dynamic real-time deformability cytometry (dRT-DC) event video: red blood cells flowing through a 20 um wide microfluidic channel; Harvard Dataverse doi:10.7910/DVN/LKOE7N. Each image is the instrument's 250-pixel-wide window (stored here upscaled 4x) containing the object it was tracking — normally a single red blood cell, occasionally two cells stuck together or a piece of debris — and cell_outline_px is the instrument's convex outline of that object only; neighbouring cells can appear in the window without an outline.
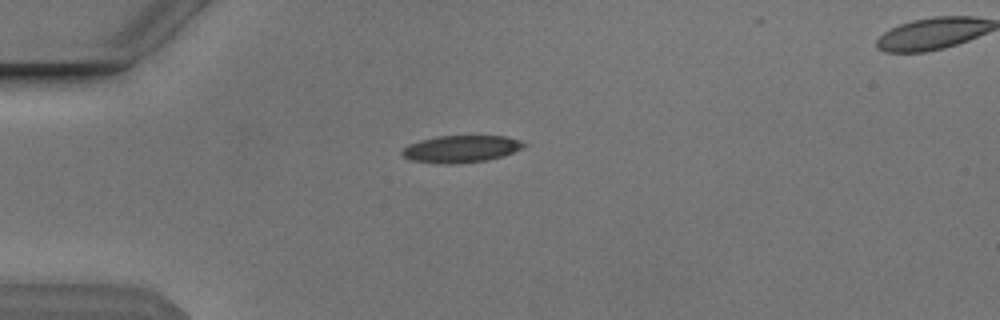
{"species": "Egyptian fruit bat (a non-hibernating species)", "species_latin": "Rousettus aegyptiacus", "temperature_condition": "cold", "stored_images_in_passage": 40, "camera_frame_rate_fps": 3000, "um_per_image_px": 0.085, "animal": {"sex": "male"}, "frame": {"image": 1, "passage_image": 1, "time_ms": 0.0, "image_size_px": [1000, 320], "cell_outline_px": [[528, 144], [504, 156], [488, 160], [452, 164], [444, 164], [412, 160], [404, 156], [400, 152], [408, 144], [420, 140], [436, 136], [504, 136], [520, 140]], "centroid_in_image_um": [39.18, 12.65], "position_along_channel_um": 45.8, "area_um2": 19.13}}
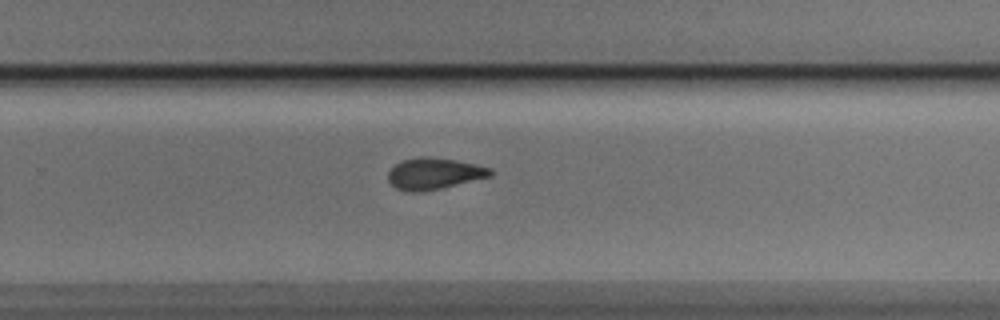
{"frame": {"image": 2, "passage_image": 22, "time_ms": 7.0, "image_size_px": [1000, 320], "cell_outline_px": [[492, 176], [440, 188], [416, 192], [408, 192], [396, 188], [388, 180], [388, 172], [400, 160], [420, 156], [428, 156], [456, 160], [476, 164], [492, 168]], "centroid_in_image_um": [36.89, 14.74], "position_along_channel_um": 292.9, "area_um2": 18.73}}
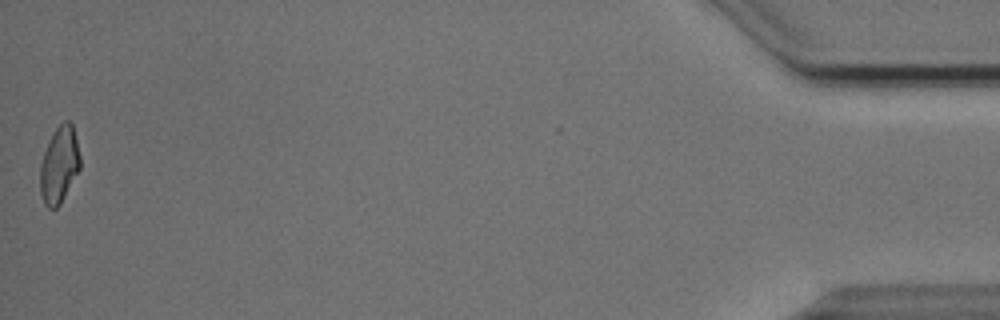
{"frame": {"image": 3, "passage_image": 40, "time_ms": 13.0, "image_size_px": [1000, 320], "cell_outline_px": [[80, 168], [60, 204], [56, 208], [48, 208], [44, 204], [40, 192], [40, 164], [48, 140], [52, 132], [64, 120], [68, 120], [72, 124], [80, 156]], "centroid_in_image_um": [5.02, 14.01], "position_along_channel_um": 430.2, "area_um2": 17.8}, "authors_computed_cell_mechanics": {"area_um2": 18.7561, "velocity_mm_per_s": 3.8487, "shape_relaxation_time_tau1_ms": 4.3052, "shape_relaxation_time_tau2_ms": 5.4414, "deformation_change_tau1": 0.143, "deformation_change_tau2": 0.1279}}